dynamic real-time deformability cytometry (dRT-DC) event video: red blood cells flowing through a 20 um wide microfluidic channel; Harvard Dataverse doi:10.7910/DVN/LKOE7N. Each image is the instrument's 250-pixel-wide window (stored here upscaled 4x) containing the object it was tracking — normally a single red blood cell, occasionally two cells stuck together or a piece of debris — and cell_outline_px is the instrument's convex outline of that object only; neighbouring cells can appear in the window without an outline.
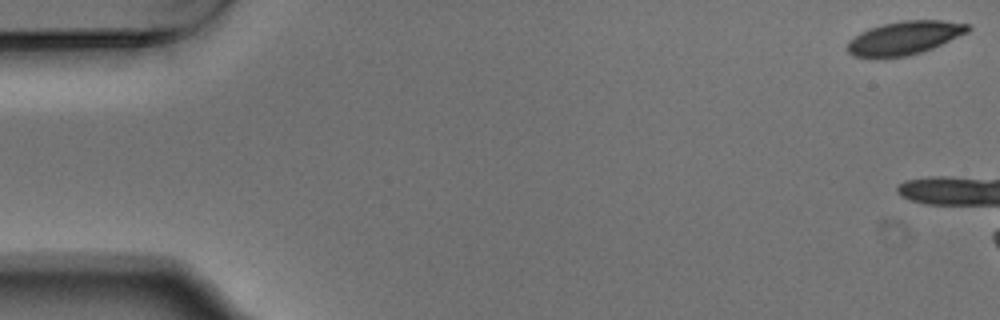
{"species": "Egyptian fruit bat (a non-hibernating species)", "species_latin": "Rousettus aegyptiacus", "temperature_condition": "warm", "stored_images_in_passage": 7, "camera_frame_rate_fps": 3000, "um_per_image_px": 0.085, "animal": {"sex": "male"}, "frame": {"image": 1, "passage_image": 1, "time_ms": 0.0, "image_size_px": [1000, 320], "cell_outline_px": [[972, 28], [968, 32], [932, 48], [908, 56], [876, 60], [852, 56], [848, 52], [848, 40], [860, 32], [868, 28], [884, 24], [904, 20], [944, 20], [972, 24]], "centroid_in_image_um": [76.85, 3.25], "position_along_channel_um": 8.2, "area_um2": 24.04}}